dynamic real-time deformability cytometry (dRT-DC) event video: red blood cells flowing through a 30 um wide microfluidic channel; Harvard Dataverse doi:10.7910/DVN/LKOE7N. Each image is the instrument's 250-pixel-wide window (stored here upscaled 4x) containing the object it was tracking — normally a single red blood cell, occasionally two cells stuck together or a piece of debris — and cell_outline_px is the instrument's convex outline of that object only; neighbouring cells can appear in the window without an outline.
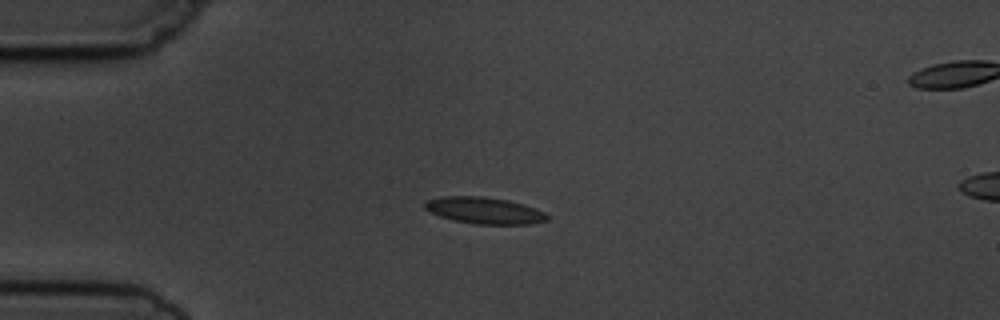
{"species": "common noctule bat (a hibernating species)", "species_latin": "Nyctalus noctula", "temperature_condition": "cold", "stored_images_in_passage": 15, "segment_of_instrument_passage": [1, 2], "camera_frame_rate_fps": 3000, "um_per_image_px": 0.085, "animal": {"sex": "male", "body_mass_g": 19.5, "forearm_length_mm": 54.6}, "frame": {"image": 1, "passage_image": 3, "time_ms": 3.0, "image_size_px": [1000, 320], "cell_outline_px": [[548, 220], [532, 224], [476, 224], [452, 220], [440, 216], [424, 208], [424, 204], [428, 200], [440, 196], [484, 196], [508, 200], [524, 204], [536, 208], [544, 212], [548, 216]], "centroid_in_image_um": [41.19, 17.89], "position_along_channel_um": 43.8, "area_um2": 19.02}}
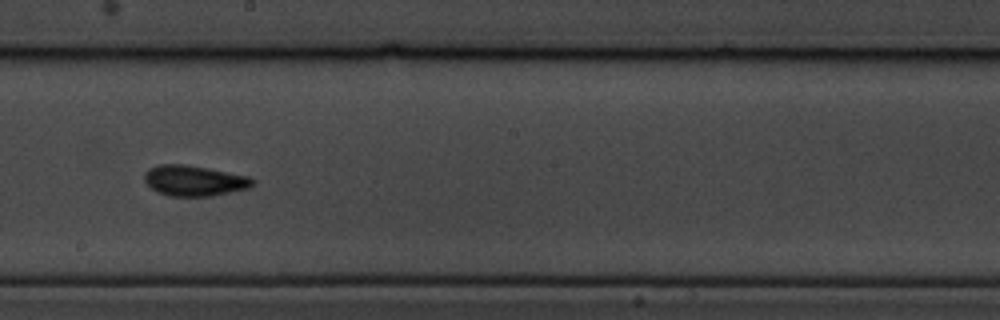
{"frame": {"image": 2, "passage_image": 8, "time_ms": 8.667, "image_size_px": [1000, 320], "cell_outline_px": [[256, 180], [248, 188], [212, 196], [168, 196], [156, 192], [144, 180], [144, 172], [148, 168], [160, 164], [184, 164], [208, 168], [248, 176]], "centroid_in_image_um": [16.47, 15.35], "position_along_channel_um": 231.7, "area_um2": 19.31}}
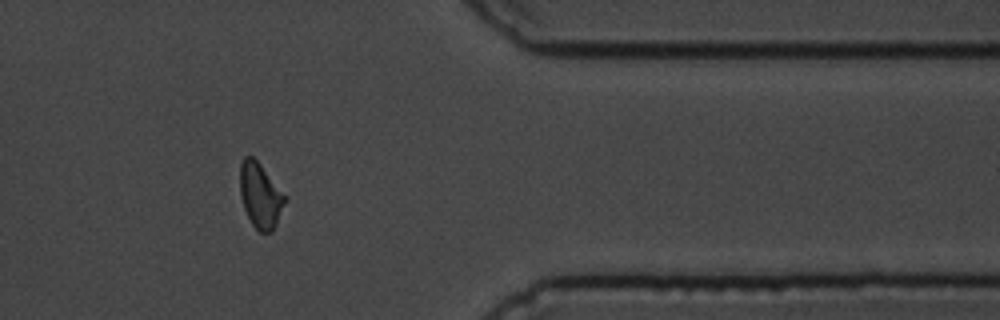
{"frame": {"image": 3, "passage_image": 12, "time_ms": 13.333, "image_size_px": [1000, 320], "cell_outline_px": [[288, 200], [272, 232], [260, 232], [252, 224], [244, 208], [240, 196], [240, 164], [244, 156], [252, 156], [260, 164], [288, 196]], "centroid_in_image_um": [22.16, 16.61], "position_along_channel_um": 389.2, "area_um2": 17.28}}